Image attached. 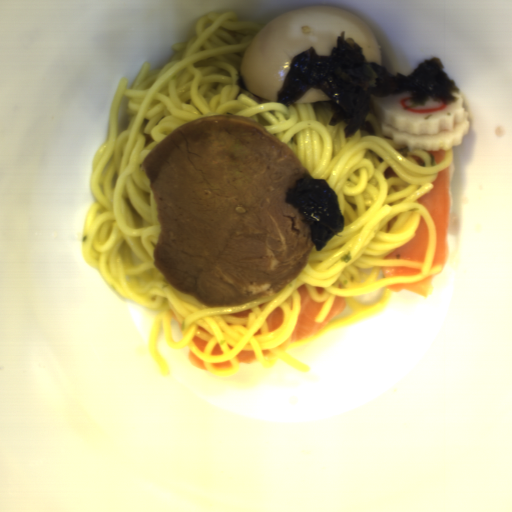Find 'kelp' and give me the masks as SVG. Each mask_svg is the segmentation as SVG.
Instances as JSON below:
<instances>
[{
    "instance_id": "99668d17",
    "label": "kelp",
    "mask_w": 512,
    "mask_h": 512,
    "mask_svg": "<svg viewBox=\"0 0 512 512\" xmlns=\"http://www.w3.org/2000/svg\"><path fill=\"white\" fill-rule=\"evenodd\" d=\"M444 67L442 60L433 56L419 62L407 76L401 72L392 74L385 66L368 61L354 39L345 38L344 30L328 55H318L313 45L291 58L276 102L291 108L309 88H315L330 99L329 126L345 123L346 138H353L359 130L377 135L366 118L370 95L387 97L408 92L410 103L419 107L429 98L446 106L458 100L453 94L460 93V89Z\"/></svg>"
},
{
    "instance_id": "cf089659",
    "label": "kelp",
    "mask_w": 512,
    "mask_h": 512,
    "mask_svg": "<svg viewBox=\"0 0 512 512\" xmlns=\"http://www.w3.org/2000/svg\"><path fill=\"white\" fill-rule=\"evenodd\" d=\"M284 202L301 215L302 223L309 228V239L320 252L329 240L345 226L338 196L325 178H314L304 171L295 179L294 186L287 188Z\"/></svg>"
}]
</instances>
